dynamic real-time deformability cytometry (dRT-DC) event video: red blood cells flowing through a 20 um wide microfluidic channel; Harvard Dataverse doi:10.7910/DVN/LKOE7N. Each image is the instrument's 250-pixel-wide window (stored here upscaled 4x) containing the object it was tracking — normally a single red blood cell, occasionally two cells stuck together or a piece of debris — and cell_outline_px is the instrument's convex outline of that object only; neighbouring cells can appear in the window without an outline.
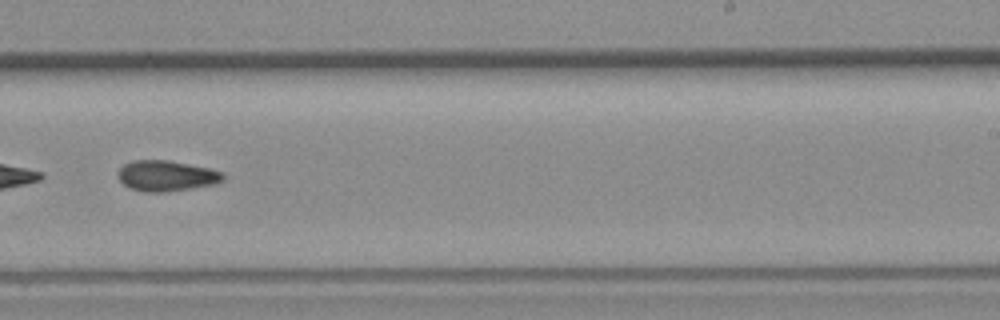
{"species": "common noctule bat (a hibernating species)", "species_latin": "Nyctalus noctula", "temperature_condition": "room temperature", "stored_images_in_passage": 51, "camera_frame_rate_fps": 3000, "um_per_image_px": 0.085, "animal": {"sex": "female", "body_mass_g": 19.3, "forearm_length_mm": 54.1}, "frame": {"image": 1, "passage_image": 32, "time_ms": 10.333, "image_size_px": [1000, 320], "cell_outline_px": [[224, 180], [216, 184], [168, 192], [144, 192], [128, 188], [120, 180], [116, 172], [124, 164], [132, 160], [168, 160], [212, 168], [224, 172]], "centroid_in_image_um": [14.16, 14.94], "position_along_channel_um": 274.8, "area_um2": 19.13}}
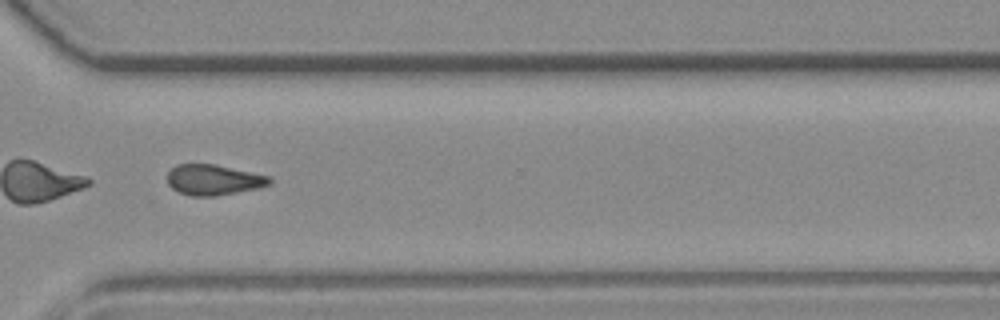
{"frame": {"image": 2, "passage_image": 38, "time_ms": 12.333, "image_size_px": [1000, 320], "cell_outline_px": [[272, 184], [260, 188], [216, 196], [192, 196], [180, 192], [172, 188], [168, 184], [168, 172], [176, 164], [216, 164], [272, 176]], "centroid_in_image_um": [18.21, 15.28], "position_along_channel_um": 352.4, "area_um2": 18.44}}